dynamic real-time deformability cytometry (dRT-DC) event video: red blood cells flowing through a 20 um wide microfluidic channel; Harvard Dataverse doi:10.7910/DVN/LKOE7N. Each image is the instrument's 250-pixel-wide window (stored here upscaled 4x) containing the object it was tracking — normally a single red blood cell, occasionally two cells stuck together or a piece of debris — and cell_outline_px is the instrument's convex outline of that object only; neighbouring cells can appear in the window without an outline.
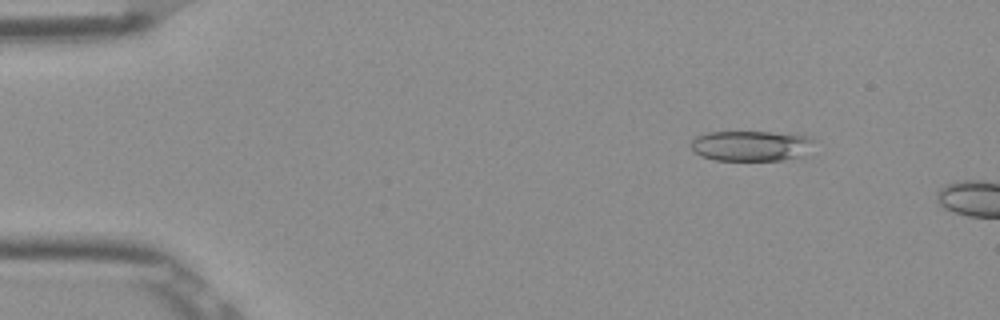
{"species": "Egyptian fruit bat (a non-hibernating species)", "species_latin": "Rousettus aegyptiacus", "temperature_condition": "room temperature", "stored_images_in_passage": 11, "camera_frame_rate_fps": 3000, "um_per_image_px": 0.085, "frame": {"image": 1, "passage_image": 7, "time_ms": 2.0, "image_size_px": [1000, 320], "cell_outline_px": [[812, 140], [800, 156], [784, 160], [716, 160], [700, 156], [692, 152], [688, 144], [696, 136], [708, 132], [768, 132], [808, 136]], "centroid_in_image_um": [63.67, 12.39], "position_along_channel_um": 21.3, "area_um2": 21.5}}